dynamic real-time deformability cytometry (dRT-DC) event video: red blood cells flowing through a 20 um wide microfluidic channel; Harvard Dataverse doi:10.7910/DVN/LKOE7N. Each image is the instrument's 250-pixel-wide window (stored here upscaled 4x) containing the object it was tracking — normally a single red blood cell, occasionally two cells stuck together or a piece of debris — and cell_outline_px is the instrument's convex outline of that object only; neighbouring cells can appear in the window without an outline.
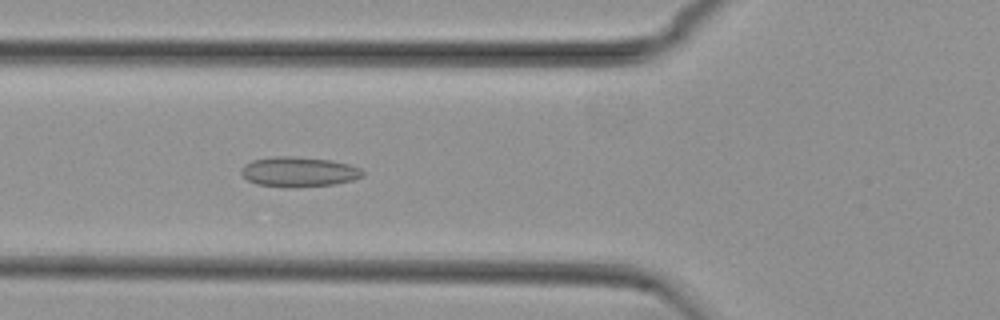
{"species": "common noctule bat (a hibernating species)", "species_latin": "Nyctalus noctula", "temperature_condition": "cold", "stored_images_in_passage": 55, "camera_frame_rate_fps": 3000, "um_per_image_px": 0.085, "animal": {"sex": "female", "body_mass_g": 29.2, "forearm_length_mm": 56.3}, "frame": {"image": 1, "passage_image": 19, "time_ms": 6.0, "image_size_px": [1000, 320], "cell_outline_px": [[364, 176], [352, 180], [336, 184], [284, 188], [256, 184], [248, 180], [240, 172], [240, 168], [244, 164], [252, 160], [276, 156], [288, 156], [332, 160], [348, 164], [360, 168], [364, 172]], "centroid_in_image_um": [25.38, 14.61], "position_along_channel_um": 100.4, "area_um2": 21.33}}
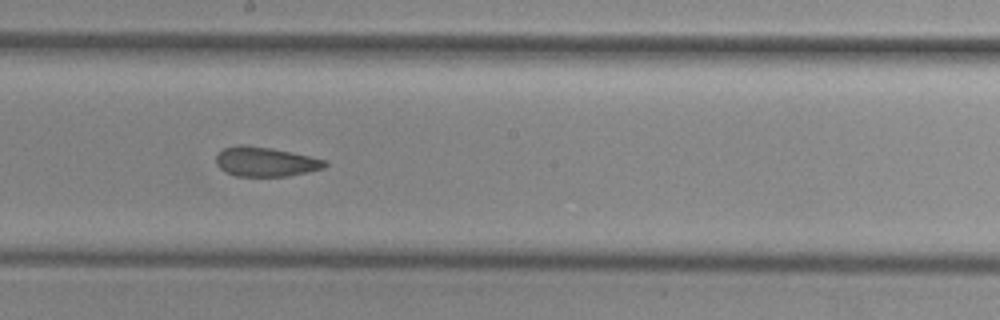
{"frame": {"image": 2, "passage_image": 29, "time_ms": 9.333, "image_size_px": [1000, 320], "cell_outline_px": [[328, 164], [324, 168], [308, 172], [288, 176], [236, 176], [224, 172], [216, 164], [216, 156], [224, 148], [240, 144], [244, 144], [272, 148], [292, 152], [328, 160]], "centroid_in_image_um": [22.58, 13.74], "position_along_channel_um": 225.6, "area_um2": 18.9}}
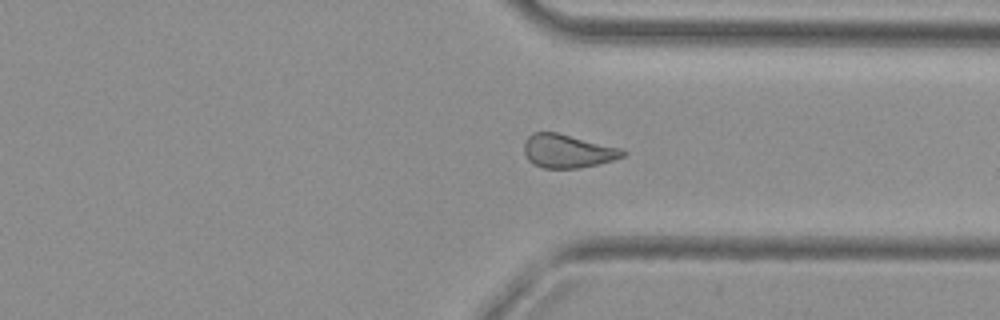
{"frame": {"image": 3, "passage_image": 40, "time_ms": 13.0, "image_size_px": [1000, 320], "cell_outline_px": [[628, 152], [624, 156], [600, 164], [580, 168], [544, 168], [532, 164], [528, 160], [524, 152], [524, 140], [532, 132], [556, 132], [620, 148]], "centroid_in_image_um": [48.22, 12.85], "position_along_channel_um": 363.2, "area_um2": 19.31}, "authors_computed_cell_mechanics": {"area_um2": 19.9988, "velocity_mm_per_s": 3.7562, "shape_relaxation_time_tau1_ms": null, "shape_relaxation_time_tau2_ms": 1.8642, "deformation_change_tau1": null, "deformation_change_tau2": 0.0812}}